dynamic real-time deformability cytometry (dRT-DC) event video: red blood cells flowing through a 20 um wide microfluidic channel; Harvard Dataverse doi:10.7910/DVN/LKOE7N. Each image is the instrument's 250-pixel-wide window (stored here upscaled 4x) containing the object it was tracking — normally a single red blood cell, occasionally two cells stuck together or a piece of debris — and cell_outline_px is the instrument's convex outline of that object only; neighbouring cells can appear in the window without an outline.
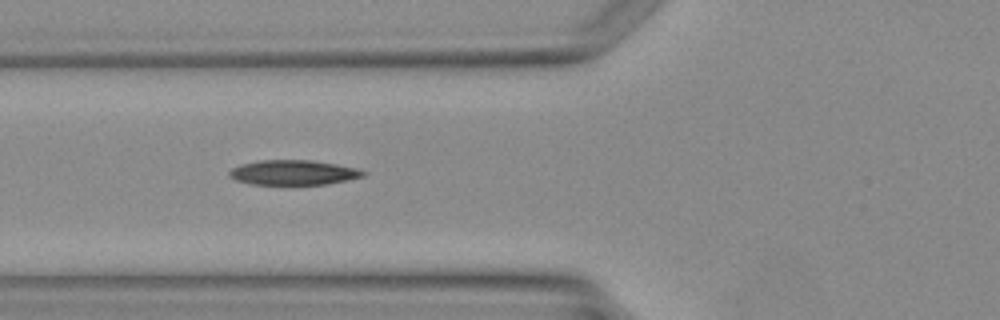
{"species": "Egyptian fruit bat (a non-hibernating species)", "species_latin": "Rousettus aegyptiacus", "temperature_condition": "warm", "stored_images_in_passage": 7, "camera_frame_rate_fps": 3000, "um_per_image_px": 0.085, "animal": {"sex": "female"}, "frame": {"image": 1, "passage_image": 6, "time_ms": 10.667, "image_size_px": [1000, 320], "cell_outline_px": [[368, 172], [364, 176], [348, 180], [328, 184], [252, 184], [236, 180], [228, 176], [228, 172], [232, 168], [244, 164], [260, 160], [308, 160], [336, 164], [356, 168]], "centroid_in_image_um": [24.96, 14.67], "position_along_channel_um": 100.8, "area_um2": 19.25}}
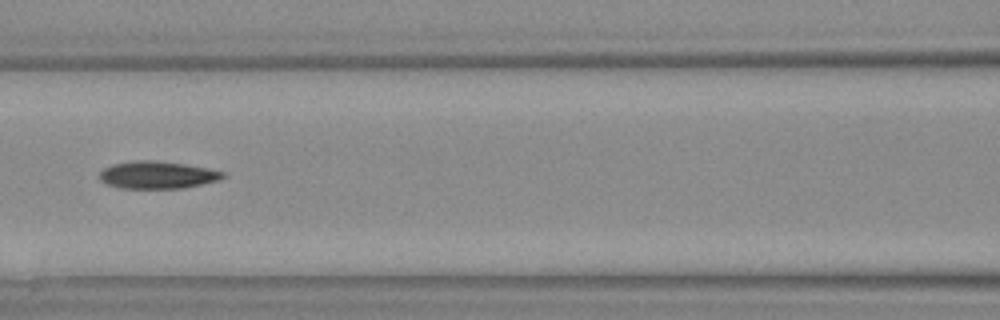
{"frame": {"image": 2, "passage_image": 7, "time_ms": 11.667, "image_size_px": [1000, 320], "cell_outline_px": [[228, 176], [220, 180], [184, 188], [120, 188], [108, 184], [100, 180], [100, 172], [104, 168], [112, 164], [136, 160], [148, 160], [180, 164], [204, 168], [224, 172]], "centroid_in_image_um": [13.37, 14.88], "position_along_channel_um": 153.2, "area_um2": 19.42}}